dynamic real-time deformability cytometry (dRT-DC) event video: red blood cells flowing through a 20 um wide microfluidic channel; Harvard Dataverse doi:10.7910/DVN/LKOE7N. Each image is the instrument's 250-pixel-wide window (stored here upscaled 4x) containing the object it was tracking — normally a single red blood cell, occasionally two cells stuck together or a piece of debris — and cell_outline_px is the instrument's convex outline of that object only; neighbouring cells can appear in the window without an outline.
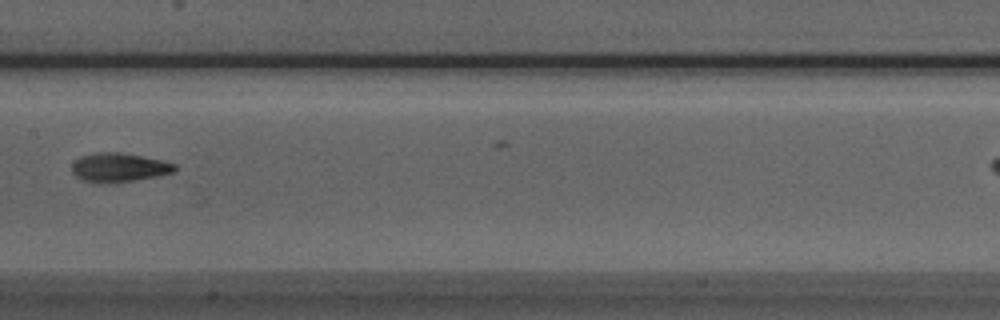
{"species": "Egyptian fruit bat (a non-hibernating species)", "species_latin": "Rousettus aegyptiacus", "temperature_condition": "room temperature", "stored_images_in_passage": 8, "camera_frame_rate_fps": 3000, "um_per_image_px": 0.085, "animal": {"sex": "male"}, "frame": {"image": 1, "passage_image": 6, "time_ms": 1.667, "image_size_px": [1000, 320], "cell_outline_px": [[176, 168], [172, 172], [156, 176], [132, 180], [96, 184], [84, 180], [76, 176], [72, 172], [72, 164], [80, 156], [96, 152], [120, 152], [160, 160], [176, 164]], "centroid_in_image_um": [10.06, 14.23], "position_along_channel_um": 197.3, "area_um2": 17.11}}